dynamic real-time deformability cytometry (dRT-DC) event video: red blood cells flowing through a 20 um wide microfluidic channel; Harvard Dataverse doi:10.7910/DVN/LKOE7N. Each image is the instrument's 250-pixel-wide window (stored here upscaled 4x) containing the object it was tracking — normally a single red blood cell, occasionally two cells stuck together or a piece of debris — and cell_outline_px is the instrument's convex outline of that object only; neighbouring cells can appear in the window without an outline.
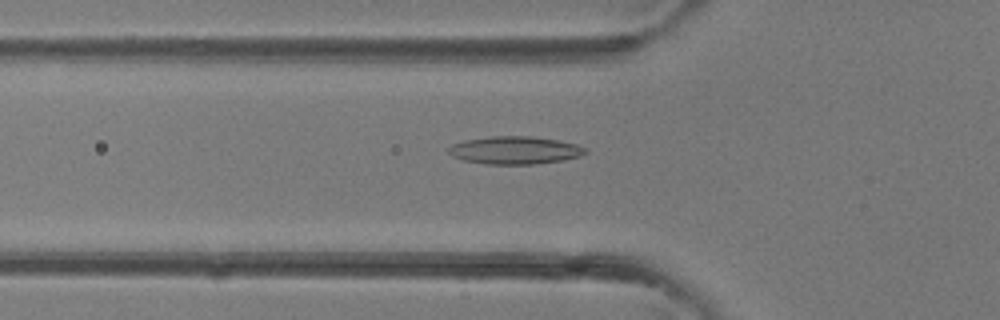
{"species": "common noctule bat (a hibernating species)", "species_latin": "Nyctalus noctula", "temperature_condition": "room temperature", "stored_images_in_passage": 39, "camera_frame_rate_fps": 3000, "um_per_image_px": 0.085, "animal": {"sex": "female"}, "frame": {"image": 1, "passage_image": 14, "time_ms": 4.333, "image_size_px": [1000, 320], "cell_outline_px": [[588, 152], [580, 156], [564, 160], [536, 164], [488, 164], [464, 160], [452, 156], [448, 152], [448, 148], [452, 144], [464, 140], [488, 136], [532, 136], [560, 140], [576, 144], [588, 148]], "centroid_in_image_um": [43.8, 12.76], "position_along_channel_um": 82.0, "area_um2": 22.37}}
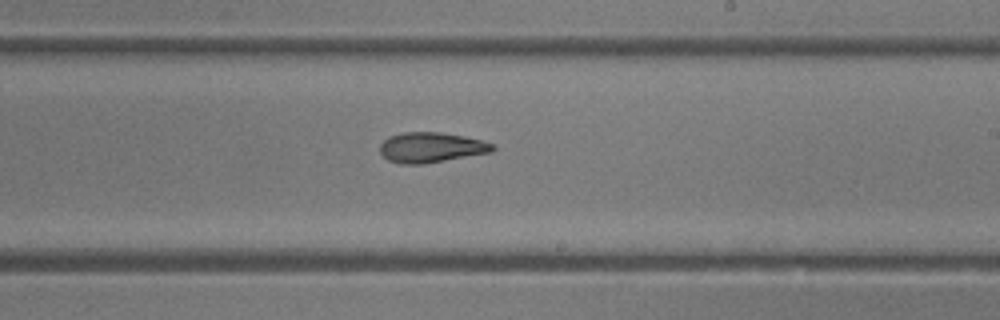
{"frame": {"image": 2, "passage_image": 24, "time_ms": 7.667, "image_size_px": [1000, 320], "cell_outline_px": [[496, 148], [492, 152], [424, 164], [400, 164], [388, 160], [380, 152], [380, 144], [388, 136], [404, 132], [440, 132], [464, 136], [484, 140], [492, 144]], "centroid_in_image_um": [36.65, 12.53], "position_along_channel_um": 252.4, "area_um2": 19.94}}
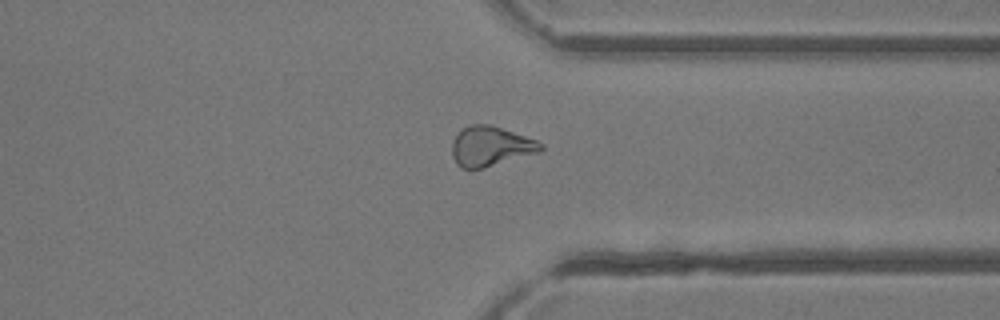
{"frame": {"image": 3, "passage_image": 31, "time_ms": 10.0, "image_size_px": [1000, 320], "cell_outline_px": [[544, 148], [540, 152], [484, 168], [460, 168], [456, 164], [452, 156], [452, 140], [468, 124], [492, 124], [536, 140], [544, 144]], "centroid_in_image_um": [41.71, 12.43], "position_along_channel_um": 369.7, "area_um2": 20.69}}